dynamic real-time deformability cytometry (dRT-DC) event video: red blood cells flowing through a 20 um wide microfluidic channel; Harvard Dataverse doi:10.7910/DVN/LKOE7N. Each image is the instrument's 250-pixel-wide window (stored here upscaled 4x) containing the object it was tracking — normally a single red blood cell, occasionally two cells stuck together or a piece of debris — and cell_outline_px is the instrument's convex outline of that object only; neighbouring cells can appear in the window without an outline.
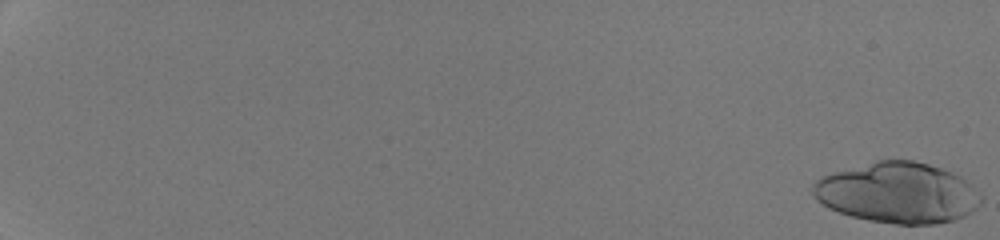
{"species": "human", "species_latin": "Homo sapiens", "temperature_condition": "room temperature", "stored_images_in_passage": 45, "camera_frame_rate_fps": 3000, "um_per_image_px": 0.085, "donor": {"sex": "male"}, "frame": {"image": 1, "passage_image": 1, "time_ms": 0.0, "image_size_px": [1000, 240], "cell_outline_px": [[984, 200], [972, 212], [956, 220], [936, 224], [896, 224], [868, 220], [852, 216], [828, 208], [816, 200], [812, 192], [812, 184], [816, 180], [824, 176], [836, 172], [876, 160], [912, 160], [928, 164], [952, 172], [960, 176], [980, 192], [984, 196]], "centroid_in_image_um": [76.34, 16.4], "position_along_channel_um": 8.7, "area_um2": 59.53}}
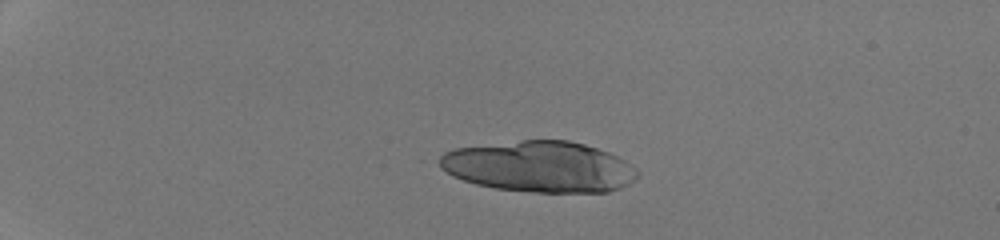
{"frame": {"image": 2, "passage_image": 15, "time_ms": 4.667, "image_size_px": [1000, 240], "cell_outline_px": [[640, 172], [628, 184], [620, 188], [608, 192], [532, 192], [496, 188], [476, 184], [452, 176], [440, 168], [432, 160], [444, 152], [452, 148], [524, 140], [568, 140], [584, 144], [608, 152], [624, 160], [636, 168]], "centroid_in_image_um": [45.77, 14.16], "position_along_channel_um": 39.2, "area_um2": 59.13}}
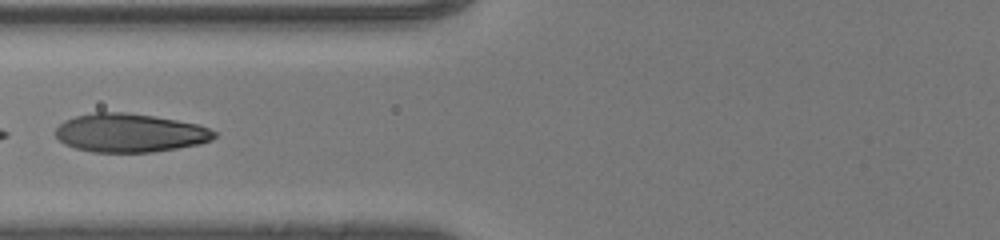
{"frame": {"image": 3, "passage_image": 27, "time_ms": 8.667, "image_size_px": [1000, 240], "cell_outline_px": [[216, 136], [212, 140], [200, 144], [152, 152], [92, 152], [76, 148], [64, 144], [56, 136], [56, 128], [64, 120], [76, 116], [96, 112], [124, 112], [152, 116], [200, 124], [216, 132]], "centroid_in_image_um": [11.05, 11.3], "position_along_channel_um": 114.8, "area_um2": 35.6}}